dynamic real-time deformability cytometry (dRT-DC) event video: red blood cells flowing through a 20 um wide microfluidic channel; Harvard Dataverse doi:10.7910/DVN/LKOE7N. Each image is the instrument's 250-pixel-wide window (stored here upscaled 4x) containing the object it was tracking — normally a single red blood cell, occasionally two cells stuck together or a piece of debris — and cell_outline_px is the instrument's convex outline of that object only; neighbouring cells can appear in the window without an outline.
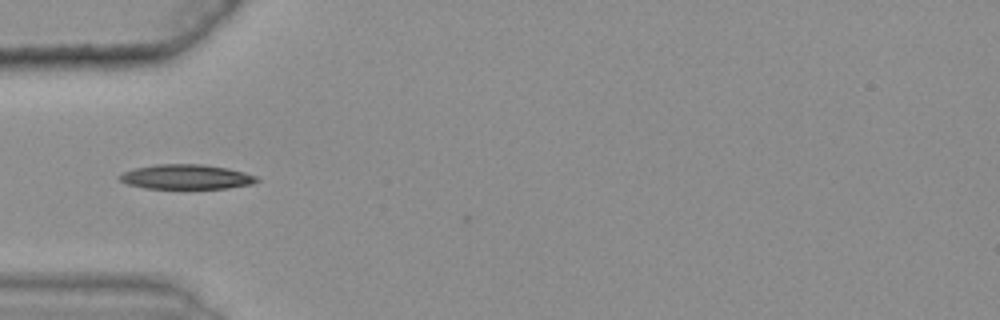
{"species": "common noctule bat (a hibernating species)", "species_latin": "Nyctalus noctula", "temperature_condition": "warm", "stored_images_in_passage": 2, "camera_frame_rate_fps": 3000, "um_per_image_px": 0.085, "animal": {"sex": "female", "body_mass_g": 25.1}, "frame": {"image": 1, "passage_image": 1, "time_ms": 0.0, "image_size_px": [1000, 320], "cell_outline_px": [[260, 180], [252, 184], [228, 188], [144, 188], [128, 184], [120, 180], [116, 176], [124, 172], [136, 168], [156, 164], [200, 164], [228, 168], [244, 172], [256, 176]], "centroid_in_image_um": [15.83, 15.03], "position_along_channel_um": 69.2, "area_um2": 19.65}}